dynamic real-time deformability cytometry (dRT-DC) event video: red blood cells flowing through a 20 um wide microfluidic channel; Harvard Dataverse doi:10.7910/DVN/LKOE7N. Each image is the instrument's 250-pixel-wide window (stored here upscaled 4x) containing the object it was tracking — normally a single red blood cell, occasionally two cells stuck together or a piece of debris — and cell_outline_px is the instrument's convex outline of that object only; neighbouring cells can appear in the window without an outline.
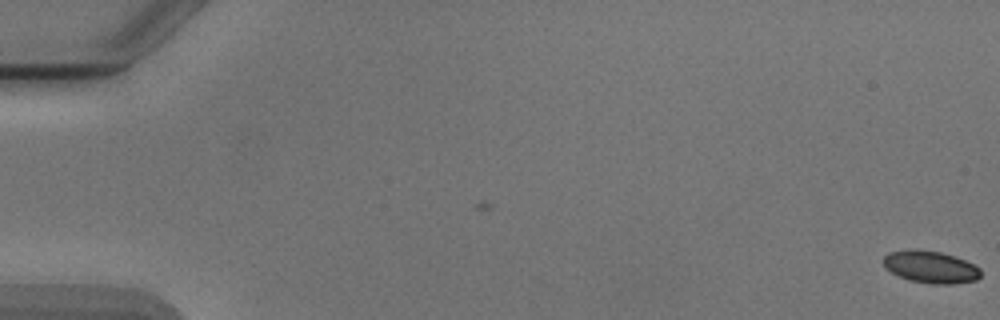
{"species": "Egyptian fruit bat (a non-hibernating species)", "species_latin": "Rousettus aegyptiacus", "temperature_condition": "cold", "stored_images_in_passage": 54, "camera_frame_rate_fps": 3000, "um_per_image_px": 0.085, "animal": {"sex": "male"}, "frame": {"image": 1, "passage_image": 1, "time_ms": 0.0, "image_size_px": [1000, 320], "cell_outline_px": [[980, 276], [976, 280], [952, 284], [932, 284], [908, 280], [884, 268], [884, 256], [888, 252], [912, 248], [916, 248], [940, 252], [964, 260], [980, 268]], "centroid_in_image_um": [79.06, 22.68], "position_along_channel_um": 5.9, "area_um2": 18.26}}
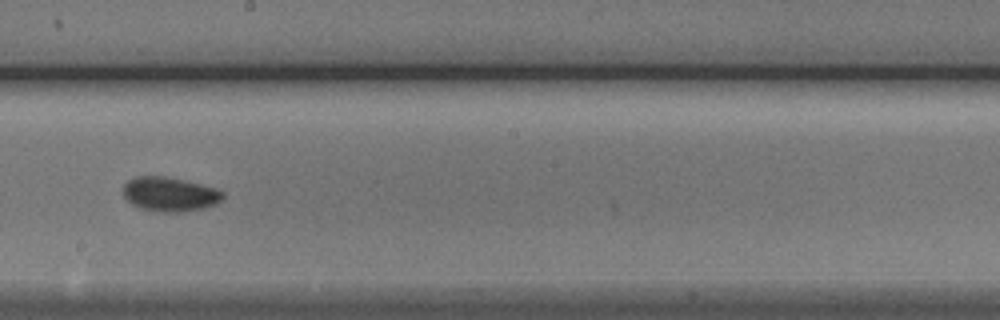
{"frame": {"image": 2, "passage_image": 32, "time_ms": 10.333, "image_size_px": [1000, 320], "cell_outline_px": [[224, 196], [216, 204], [204, 208], [180, 212], [160, 212], [140, 208], [132, 204], [124, 196], [124, 184], [128, 180], [136, 176], [160, 176], [200, 184], [216, 188], [224, 192]], "centroid_in_image_um": [14.43, 16.52], "position_along_channel_um": 233.8, "area_um2": 19.71}}
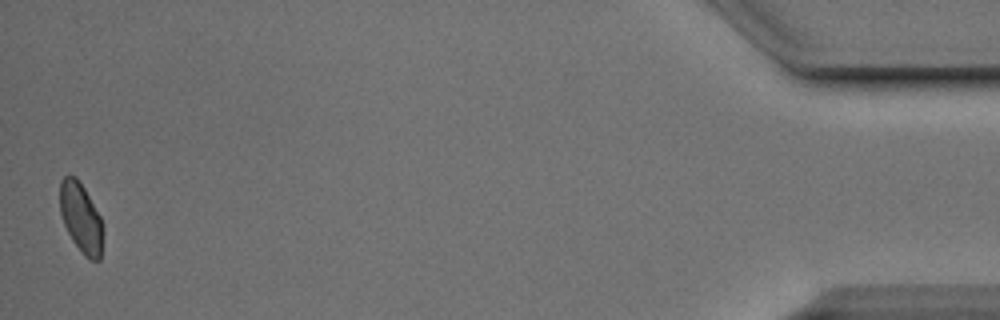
{"frame": {"image": 3, "passage_image": 54, "time_ms": 17.667, "image_size_px": [1000, 320], "cell_outline_px": [[104, 232], [100, 260], [92, 260], [84, 256], [72, 240], [64, 224], [60, 212], [60, 180], [64, 176], [76, 176], [84, 188], [100, 216]], "centroid_in_image_um": [6.89, 18.53], "position_along_channel_um": 428.3, "area_um2": 17.51}, "authors_computed_cell_mechanics": {"area_um2": 18.6694, "velocity_mm_per_s": 3.8734, "shape_relaxation_time_tau1_ms": 4.227, "shape_relaxation_time_tau2_ms": 2.282, "deformation_change_tau1": 0.0735, "deformation_change_tau2": 0.0549}}